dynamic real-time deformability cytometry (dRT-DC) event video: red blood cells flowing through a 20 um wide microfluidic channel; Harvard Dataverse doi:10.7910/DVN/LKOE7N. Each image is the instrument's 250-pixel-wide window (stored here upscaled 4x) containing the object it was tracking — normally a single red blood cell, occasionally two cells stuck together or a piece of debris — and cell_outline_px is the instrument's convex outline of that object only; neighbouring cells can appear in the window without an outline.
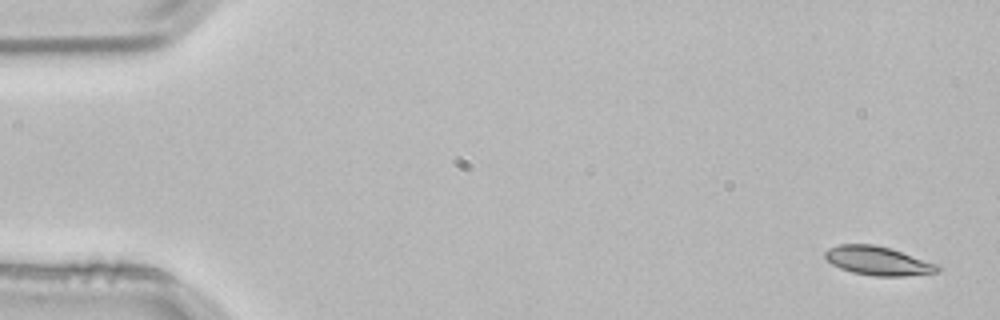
{"species": "common noctule bat (a hibernating species)", "species_latin": "Nyctalus noctula", "temperature_condition": "room temperature", "stored_images_in_passage": 4, "camera_frame_rate_fps": 3000, "um_per_image_px": 0.085, "animal": {"sex": "male", "body_mass_g": 21.5, "forearm_length_mm": 52.0}, "frame": {"image": 1, "passage_image": 4, "time_ms": 1.0, "image_size_px": [1000, 320], "cell_outline_px": [[940, 272], [904, 276], [872, 276], [852, 272], [840, 268], [824, 260], [824, 252], [828, 248], [840, 244], [872, 244], [888, 248], [936, 264], [940, 268]], "centroid_in_image_um": [74.55, 22.18], "position_along_channel_um": 10.4, "area_um2": 18.73}}